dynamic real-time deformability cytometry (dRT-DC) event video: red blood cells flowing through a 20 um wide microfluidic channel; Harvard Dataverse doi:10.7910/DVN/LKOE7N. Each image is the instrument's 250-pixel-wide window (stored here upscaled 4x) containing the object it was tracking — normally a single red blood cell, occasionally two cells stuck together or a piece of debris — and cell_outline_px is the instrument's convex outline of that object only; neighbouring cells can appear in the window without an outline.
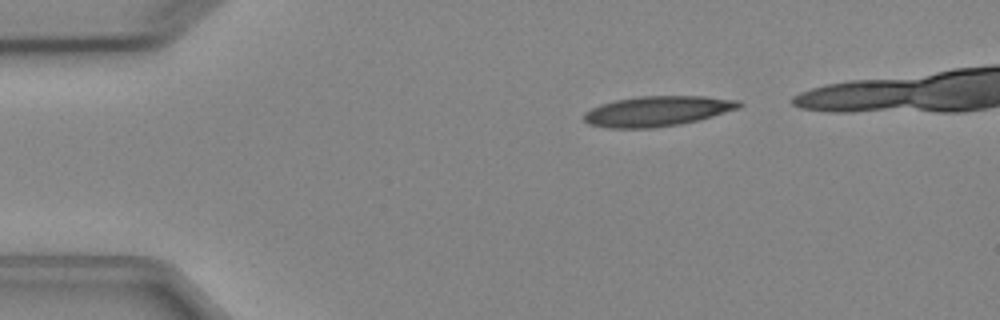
{"species": "Egyptian fruit bat (a non-hibernating species)", "species_latin": "Rousettus aegyptiacus", "temperature_condition": "cold", "stored_images_in_passage": 6, "camera_frame_rate_fps": 3000, "um_per_image_px": 0.085, "animal": {"sex": "female"}, "frame": {"image": 1, "passage_image": 1, "time_ms": 0.0, "image_size_px": [1000, 320], "cell_outline_px": [[744, 104], [740, 108], [700, 120], [680, 124], [652, 128], [608, 128], [588, 124], [584, 120], [584, 112], [600, 104], [616, 100], [640, 96], [704, 96], [740, 100]], "centroid_in_image_um": [55.91, 9.45], "position_along_channel_um": 29.1, "area_um2": 27.46}}
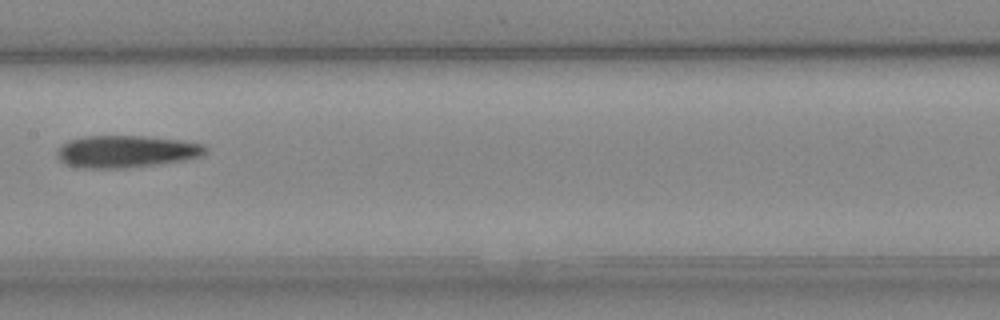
{"frame": {"image": 2, "passage_image": 6, "time_ms": 5.667, "image_size_px": [1000, 320], "cell_outline_px": [[208, 152], [204, 156], [184, 160], [156, 164], [124, 168], [80, 168], [64, 164], [56, 156], [56, 152], [68, 140], [84, 136], [144, 136], [184, 140], [204, 144], [208, 148]], "centroid_in_image_um": [10.77, 12.87], "position_along_channel_um": 196.6, "area_um2": 28.09}}